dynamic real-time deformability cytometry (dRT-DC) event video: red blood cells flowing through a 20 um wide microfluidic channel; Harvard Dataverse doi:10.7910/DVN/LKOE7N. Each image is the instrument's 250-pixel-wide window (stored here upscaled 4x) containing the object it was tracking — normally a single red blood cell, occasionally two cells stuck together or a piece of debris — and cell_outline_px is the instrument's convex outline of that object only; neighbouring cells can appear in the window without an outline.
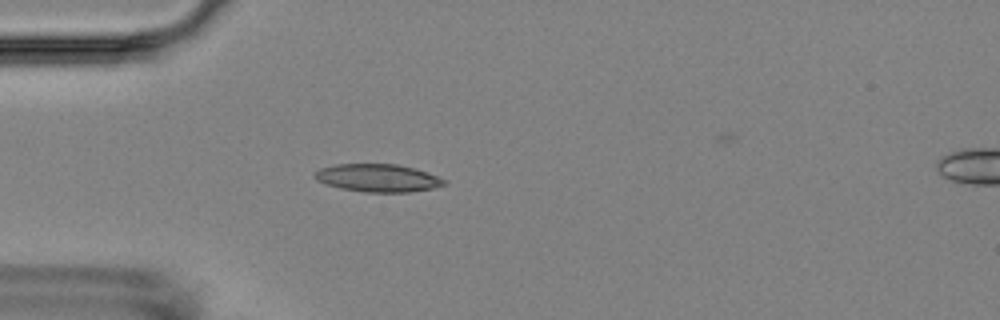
{"species": "Egyptian fruit bat (a non-hibernating species)", "species_latin": "Rousettus aegyptiacus", "temperature_condition": "room temperature", "stored_images_in_passage": 5, "camera_frame_rate_fps": 3000, "um_per_image_px": 0.085, "animal": {"sex": "female"}, "frame": {"image": 1, "passage_image": 4, "time_ms": 3.333, "image_size_px": [1000, 320], "cell_outline_px": [[448, 184], [432, 188], [408, 192], [364, 192], [340, 188], [316, 180], [312, 176], [320, 168], [336, 164], [396, 164], [416, 168], [436, 176], [444, 180]], "centroid_in_image_um": [32.1, 15.12], "position_along_channel_um": 52.9, "area_um2": 20.87}}